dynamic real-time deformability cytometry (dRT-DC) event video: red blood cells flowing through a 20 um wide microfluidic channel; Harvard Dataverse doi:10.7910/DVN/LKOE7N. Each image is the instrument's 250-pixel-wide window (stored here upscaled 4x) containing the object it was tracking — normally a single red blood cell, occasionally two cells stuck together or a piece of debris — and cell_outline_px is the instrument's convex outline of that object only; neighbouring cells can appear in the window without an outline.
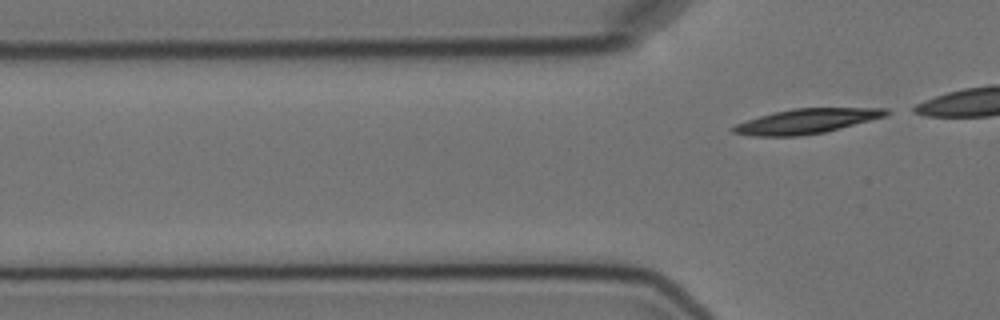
{"species": "Egyptian fruit bat (a non-hibernating species)", "species_latin": "Rousettus aegyptiacus", "temperature_condition": "cold", "stored_images_in_passage": 7, "segment_of_instrument_passage": [2, 2], "camera_frame_rate_fps": 3000, "um_per_image_px": 0.085, "animal": {"sex": "female"}, "frame": {"image": 1, "passage_image": 7, "time_ms": 7.0, "image_size_px": [1000, 320], "cell_outline_px": [[892, 112], [884, 116], [840, 128], [824, 132], [796, 136], [752, 136], [732, 132], [728, 128], [736, 124], [760, 116], [792, 108], [888, 108]], "centroid_in_image_um": [68.53, 10.3], "position_along_channel_um": 57.3, "area_um2": 21.79}}